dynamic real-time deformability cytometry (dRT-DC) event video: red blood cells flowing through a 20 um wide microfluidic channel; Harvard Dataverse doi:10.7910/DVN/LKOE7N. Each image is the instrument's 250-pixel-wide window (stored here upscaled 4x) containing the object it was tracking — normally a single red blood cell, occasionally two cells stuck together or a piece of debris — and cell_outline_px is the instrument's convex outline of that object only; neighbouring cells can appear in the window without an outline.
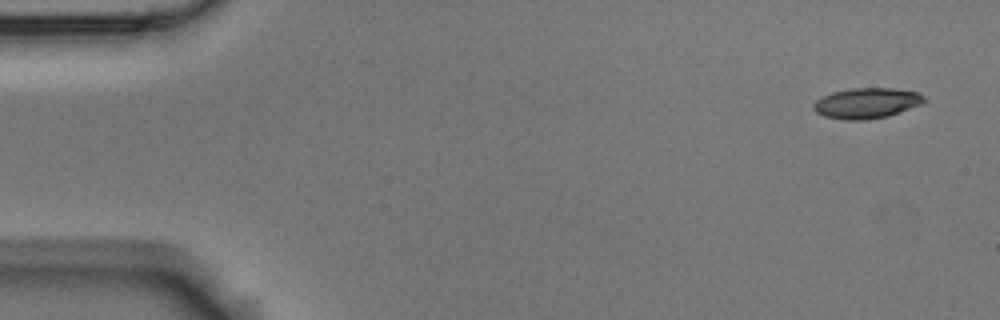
{"species": "Egyptian fruit bat (a non-hibernating species)", "species_latin": "Rousettus aegyptiacus", "temperature_condition": "room temperature", "stored_images_in_passage": 4, "camera_frame_rate_fps": 3000, "um_per_image_px": 0.085, "animal": {"sex": "male"}, "frame": {"image": 1, "passage_image": 1, "time_ms": 0.0, "image_size_px": [1000, 320], "cell_outline_px": [[928, 100], [920, 104], [888, 116], [864, 120], [844, 120], [824, 116], [816, 112], [812, 108], [812, 104], [816, 100], [832, 92], [848, 88], [892, 88], [916, 92], [924, 96]], "centroid_in_image_um": [73.63, 8.76], "position_along_channel_um": 11.4, "area_um2": 19.65}}